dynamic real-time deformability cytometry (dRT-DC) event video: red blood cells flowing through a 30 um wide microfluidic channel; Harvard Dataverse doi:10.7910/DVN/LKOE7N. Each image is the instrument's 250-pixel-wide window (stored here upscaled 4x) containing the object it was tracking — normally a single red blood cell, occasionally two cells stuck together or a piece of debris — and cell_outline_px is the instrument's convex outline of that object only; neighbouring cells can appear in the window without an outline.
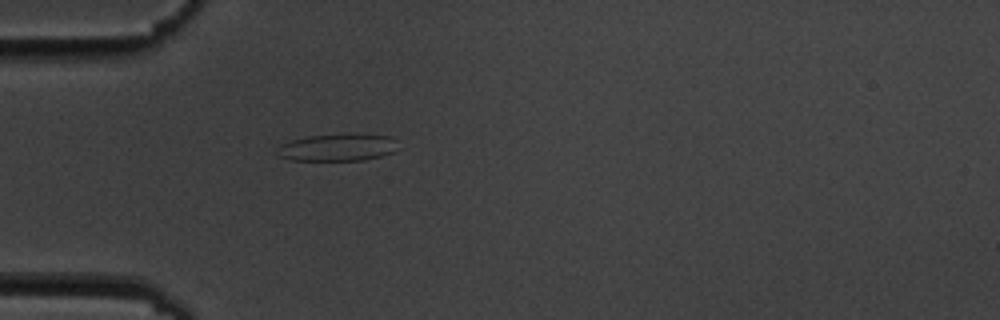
{"species": "common noctule bat (a hibernating species)", "species_latin": "Nyctalus noctula", "temperature_condition": "cold", "stored_images_in_passage": 2, "camera_frame_rate_fps": 3000, "um_per_image_px": 0.085, "animal": {"sex": "male", "body_mass_g": 19.5, "forearm_length_mm": 54.6}, "frame": {"image": 1, "passage_image": 2, "time_ms": 1.333, "image_size_px": [1000, 320], "cell_outline_px": [[400, 148], [396, 152], [364, 160], [292, 160], [276, 156], [272, 152], [280, 144], [292, 140], [308, 136], [392, 136], [396, 140]], "centroid_in_image_um": [28.65, 12.57], "position_along_channel_um": 56.4, "area_um2": 18.84}}